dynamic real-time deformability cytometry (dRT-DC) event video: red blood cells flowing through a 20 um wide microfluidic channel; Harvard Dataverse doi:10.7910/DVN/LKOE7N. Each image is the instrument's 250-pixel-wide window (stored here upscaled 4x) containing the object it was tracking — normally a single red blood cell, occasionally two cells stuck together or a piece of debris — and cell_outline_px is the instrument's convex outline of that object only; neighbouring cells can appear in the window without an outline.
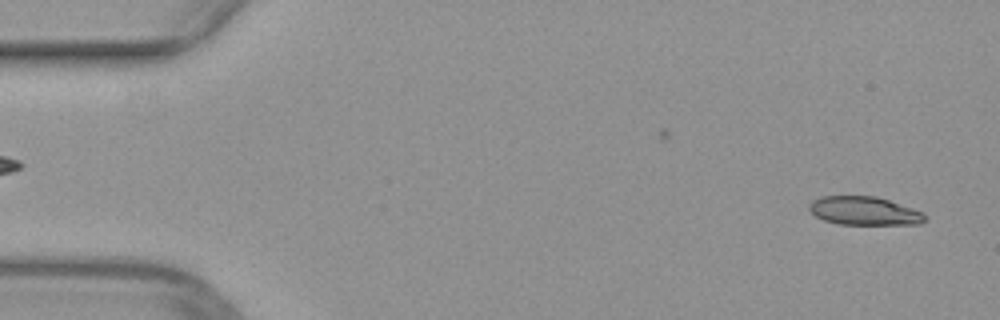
{"species": "common noctule bat (a hibernating species)", "species_latin": "Nyctalus noctula", "temperature_condition": "warm", "stored_images_in_passage": 50, "camera_frame_rate_fps": 3000, "um_per_image_px": 0.085, "animal": {"sex": "female", "body_mass_g": 29.2, "forearm_length_mm": 56.3}, "frame": {"image": 1, "passage_image": 2, "time_ms": 0.333, "image_size_px": [1000, 320], "cell_outline_px": [[924, 220], [920, 224], [836, 224], [824, 220], [816, 216], [808, 208], [808, 204], [812, 200], [820, 196], [876, 196], [924, 212]], "centroid_in_image_um": [73.42, 17.92], "position_along_channel_um": 11.6, "area_um2": 19.13}}
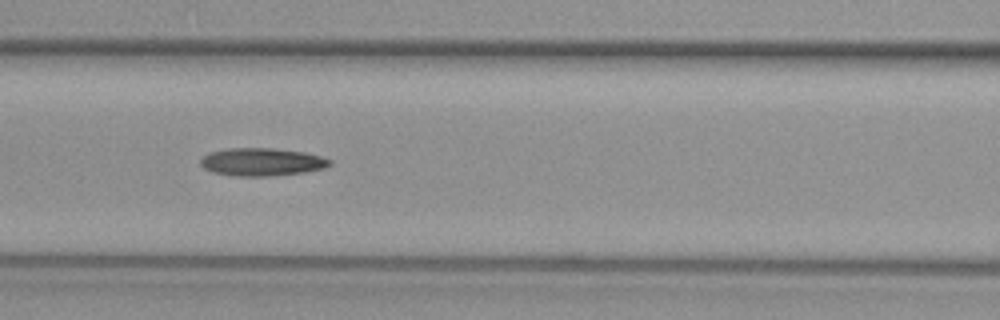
{"frame": {"image": 2, "passage_image": 21, "time_ms": 6.667, "image_size_px": [1000, 320], "cell_outline_px": [[332, 164], [324, 168], [304, 172], [272, 176], [232, 176], [212, 172], [204, 168], [200, 164], [200, 160], [208, 152], [228, 148], [272, 148], [304, 152], [320, 156], [332, 160]], "centroid_in_image_um": [22.24, 13.77], "position_along_channel_um": 144.4, "area_um2": 21.1}}
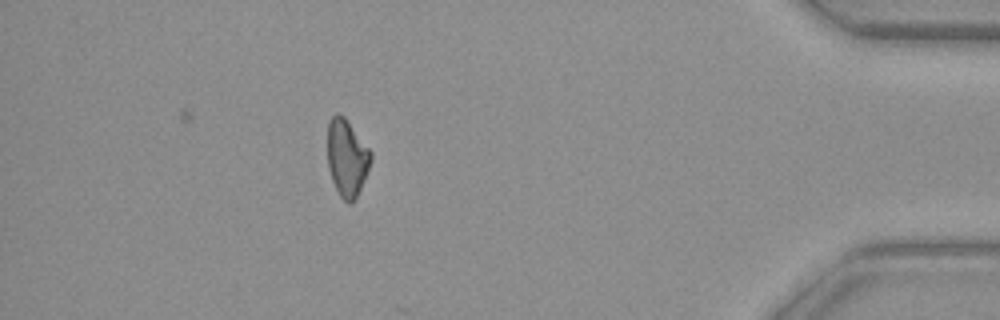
{"frame": {"image": 3, "passage_image": 44, "time_ms": 14.333, "image_size_px": [1000, 320], "cell_outline_px": [[372, 160], [364, 180], [352, 204], [348, 204], [340, 196], [332, 180], [328, 168], [328, 120], [336, 112], [340, 112], [344, 116], [372, 152]], "centroid_in_image_um": [29.48, 13.39], "position_along_channel_um": 405.7, "area_um2": 19.48}}